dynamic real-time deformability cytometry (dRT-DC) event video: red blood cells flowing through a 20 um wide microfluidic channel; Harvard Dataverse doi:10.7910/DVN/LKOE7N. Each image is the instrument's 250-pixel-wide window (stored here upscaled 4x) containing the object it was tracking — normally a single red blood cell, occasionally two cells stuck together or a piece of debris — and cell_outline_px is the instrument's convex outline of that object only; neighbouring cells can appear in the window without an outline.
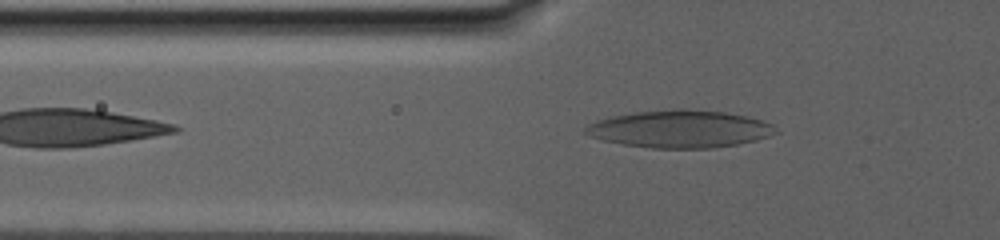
{"species": "human", "species_latin": "Homo sapiens", "temperature_condition": "warm", "stored_images_in_passage": 58, "camera_frame_rate_fps": 3000, "um_per_image_px": 0.085, "donor": {"sex": "male"}, "frame": {"image": 1, "passage_image": 3, "time_ms": 0.333, "image_size_px": [1000, 240], "cell_outline_px": [[780, 132], [756, 140], [736, 144], [712, 148], [652, 148], [624, 144], [604, 140], [588, 136], [584, 132], [584, 128], [588, 124], [596, 120], [612, 116], [636, 112], [676, 108], [684, 108], [724, 112], [748, 116], [772, 124]], "centroid_in_image_um": [57.79, 10.95], "position_along_channel_um": 68.0, "area_um2": 41.56}}
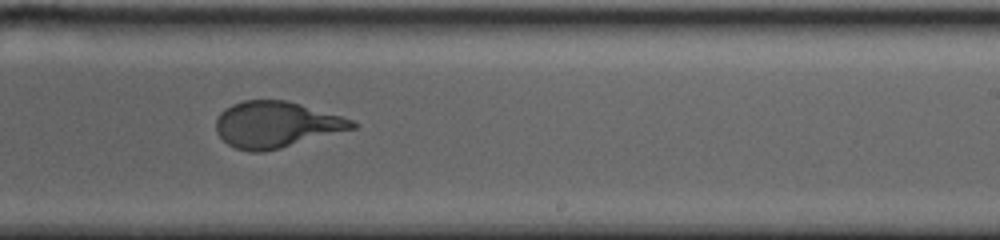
{"frame": {"image": 2, "passage_image": 23, "time_ms": 8.667, "image_size_px": [1000, 240], "cell_outline_px": [[356, 128], [280, 148], [264, 152], [248, 152], [236, 148], [228, 144], [216, 132], [216, 120], [220, 112], [224, 108], [232, 104], [244, 100], [284, 100], [300, 104], [340, 116], [352, 120], [356, 124]], "centroid_in_image_um": [23.43, 10.59], "position_along_channel_um": 265.6, "area_um2": 36.36}}
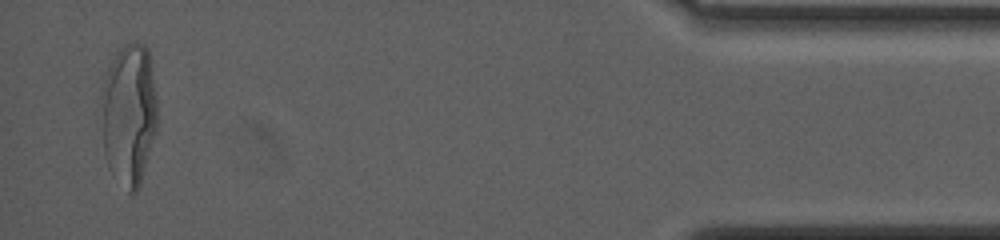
{"frame": {"image": 3, "passage_image": 57, "time_ms": 17.667, "image_size_px": [1000, 240], "cell_outline_px": [[156, 128], [140, 184], [136, 192], [132, 196], [128, 192], [108, 168], [104, 156], [104, 80], [108, 68], [116, 52], [124, 44], [132, 40], [136, 40], [144, 44], [148, 48], [156, 100]], "centroid_in_image_um": [10.98, 9.69], "position_along_channel_um": 424.2, "area_um2": 45.37}, "authors_computed_cell_mechanics": {"area_um2": 39.4196, "velocity_mm_per_s": 2.4555, "shape_relaxation_time_tau1_ms": 11.1585, "shape_relaxation_time_tau2_ms": null, "deformation_change_tau1": 0.3173, "deformation_change_tau2": null}}